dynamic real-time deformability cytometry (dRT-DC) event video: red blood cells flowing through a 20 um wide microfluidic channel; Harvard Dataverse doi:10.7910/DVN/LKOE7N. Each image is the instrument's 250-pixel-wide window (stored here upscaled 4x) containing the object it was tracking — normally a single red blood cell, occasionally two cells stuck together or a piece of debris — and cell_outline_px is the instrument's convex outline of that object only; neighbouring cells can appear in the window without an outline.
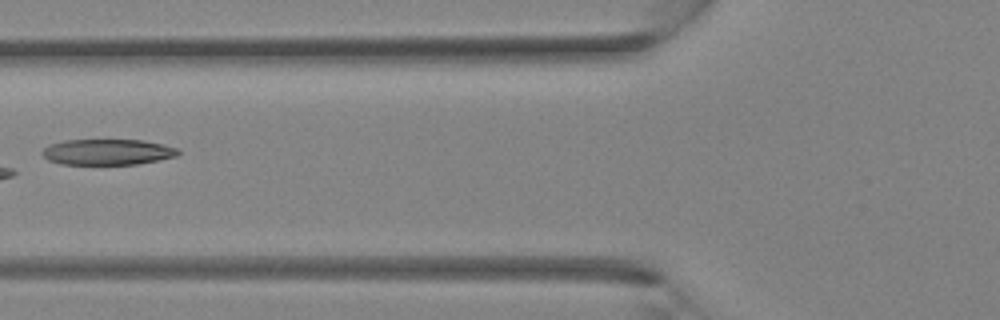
{"species": "Egyptian fruit bat (a non-hibernating species)", "species_latin": "Rousettus aegyptiacus", "temperature_condition": "room temperature", "stored_images_in_passage": 24, "camera_frame_rate_fps": 3000, "um_per_image_px": 0.085, "animal": {"sex": "female"}, "frame": {"image": 1, "passage_image": 4, "time_ms": 1.0, "image_size_px": [1000, 320], "cell_outline_px": [[180, 152], [176, 156], [136, 164], [60, 164], [48, 160], [40, 152], [48, 144], [64, 140], [144, 140], [164, 144], [176, 148]], "centroid_in_image_um": [9.1, 12.91], "position_along_channel_um": 116.7, "area_um2": 20.4}}